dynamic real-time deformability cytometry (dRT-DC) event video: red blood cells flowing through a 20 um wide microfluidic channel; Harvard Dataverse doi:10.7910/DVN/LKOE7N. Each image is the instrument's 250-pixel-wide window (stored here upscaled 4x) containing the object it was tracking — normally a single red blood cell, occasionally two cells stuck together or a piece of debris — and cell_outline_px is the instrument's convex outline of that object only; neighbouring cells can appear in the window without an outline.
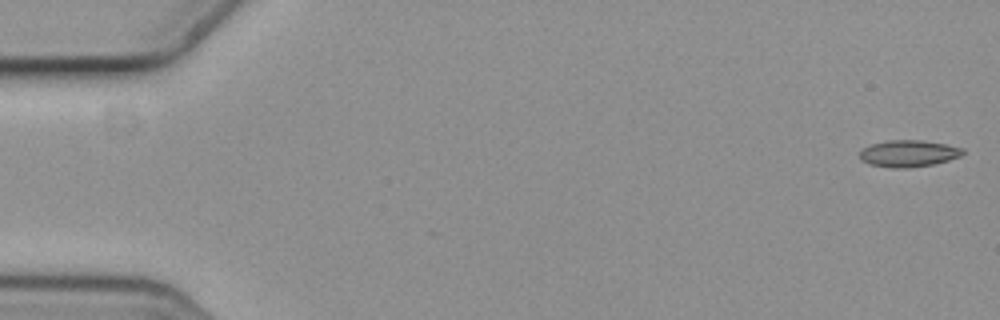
{"species": "common noctule bat (a hibernating species)", "species_latin": "Nyctalus noctula", "temperature_condition": "cold", "stored_images_in_passage": 7, "camera_frame_rate_fps": 3000, "um_per_image_px": 0.085, "animal": {"sex": "female", "body_mass_g": 19.3, "forearm_length_mm": 54.1}, "frame": {"image": 1, "passage_image": 1, "time_ms": 0.0, "image_size_px": [1000, 320], "cell_outline_px": [[964, 152], [960, 156], [948, 160], [932, 164], [908, 168], [892, 168], [868, 164], [860, 160], [860, 152], [864, 148], [872, 144], [888, 140], [924, 140], [948, 144], [964, 148]], "centroid_in_image_um": [77.23, 13.04], "position_along_channel_um": 7.8, "area_um2": 16.13}}
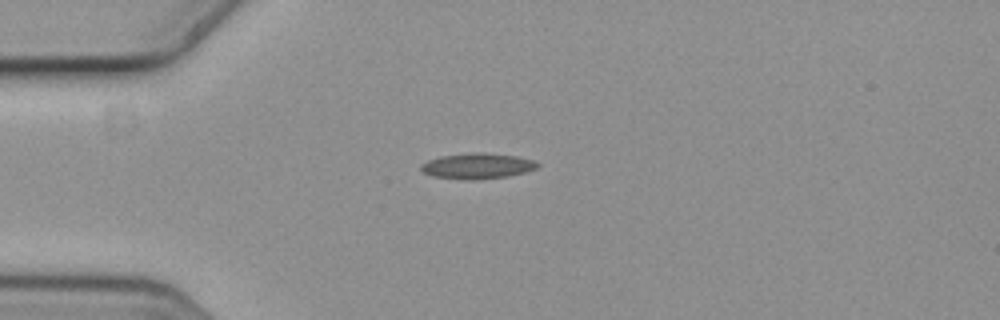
{"frame": {"image": 2, "passage_image": 5, "time_ms": 1.333, "image_size_px": [1000, 320], "cell_outline_px": [[540, 164], [536, 168], [524, 172], [504, 176], [436, 176], [424, 172], [420, 168], [420, 164], [428, 160], [440, 156], [472, 152], [484, 152], [520, 156], [536, 160]], "centroid_in_image_um": [40.64, 14.01], "position_along_channel_um": 44.4, "area_um2": 16.3}}
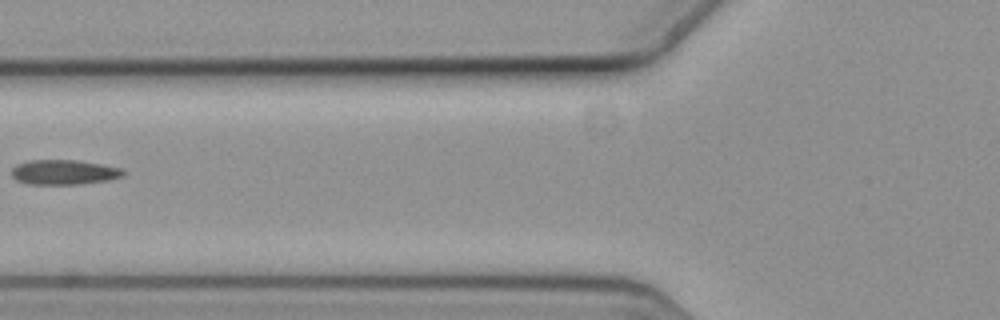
{"frame": {"image": 3, "passage_image": 7, "time_ms": 2.0, "image_size_px": [1000, 320], "cell_outline_px": [[124, 176], [108, 180], [80, 184], [28, 184], [16, 180], [12, 176], [12, 168], [16, 164], [28, 160], [76, 160], [100, 164], [120, 168], [124, 172]], "centroid_in_image_um": [5.4, 14.64], "position_along_channel_um": 120.4, "area_um2": 16.13}}